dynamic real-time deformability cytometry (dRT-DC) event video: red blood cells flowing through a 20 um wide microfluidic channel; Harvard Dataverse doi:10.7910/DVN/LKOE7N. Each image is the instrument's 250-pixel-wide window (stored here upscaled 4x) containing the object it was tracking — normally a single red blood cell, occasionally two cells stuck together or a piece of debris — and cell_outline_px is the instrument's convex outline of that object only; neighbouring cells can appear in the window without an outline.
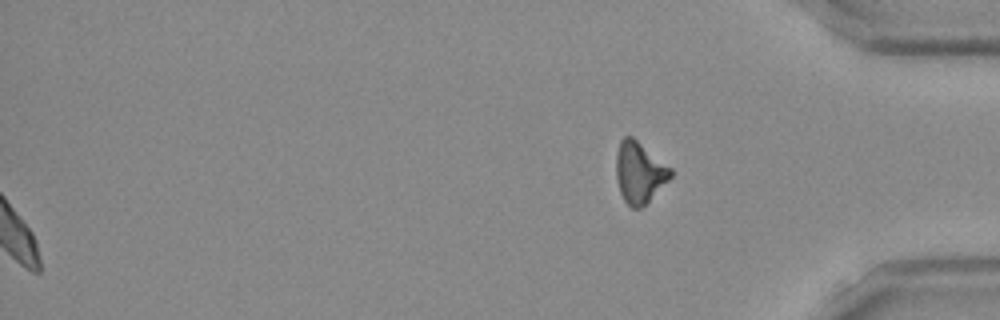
{"species": "Egyptian fruit bat (a non-hibernating species)", "species_latin": "Rousettus aegyptiacus", "temperature_condition": "room temperature", "stored_images_in_passage": 36, "segment_of_instrument_passage": [2, 2], "camera_frame_rate_fps": 3000, "um_per_image_px": 0.085, "frame": {"image": 1, "passage_image": 36, "time_ms": 11.667, "image_size_px": [1000, 320], "cell_outline_px": [[672, 176], [640, 208], [632, 208], [624, 200], [620, 192], [616, 180], [616, 152], [620, 140], [624, 136], [632, 136], [672, 168]], "centroid_in_image_um": [54.32, 14.62], "position_along_channel_um": 380.9, "area_um2": 19.25}}